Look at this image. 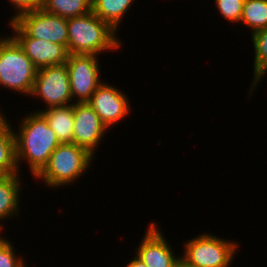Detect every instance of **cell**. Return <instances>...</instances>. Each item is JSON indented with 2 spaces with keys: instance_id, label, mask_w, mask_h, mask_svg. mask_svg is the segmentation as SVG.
Here are the masks:
<instances>
[{
  "instance_id": "ac0fdd59",
  "label": "cell",
  "mask_w": 267,
  "mask_h": 267,
  "mask_svg": "<svg viewBox=\"0 0 267 267\" xmlns=\"http://www.w3.org/2000/svg\"><path fill=\"white\" fill-rule=\"evenodd\" d=\"M240 21L252 33L267 28V0H245Z\"/></svg>"
},
{
  "instance_id": "3957f363",
  "label": "cell",
  "mask_w": 267,
  "mask_h": 267,
  "mask_svg": "<svg viewBox=\"0 0 267 267\" xmlns=\"http://www.w3.org/2000/svg\"><path fill=\"white\" fill-rule=\"evenodd\" d=\"M93 157L86 149L76 144H60L36 177L43 178L47 186H65L84 174Z\"/></svg>"
},
{
  "instance_id": "e0dca14e",
  "label": "cell",
  "mask_w": 267,
  "mask_h": 267,
  "mask_svg": "<svg viewBox=\"0 0 267 267\" xmlns=\"http://www.w3.org/2000/svg\"><path fill=\"white\" fill-rule=\"evenodd\" d=\"M41 8L47 13L68 19L91 12L92 0H43Z\"/></svg>"
},
{
  "instance_id": "ba28073f",
  "label": "cell",
  "mask_w": 267,
  "mask_h": 267,
  "mask_svg": "<svg viewBox=\"0 0 267 267\" xmlns=\"http://www.w3.org/2000/svg\"><path fill=\"white\" fill-rule=\"evenodd\" d=\"M29 37L68 46L67 18L42 8L20 14L13 20Z\"/></svg>"
},
{
  "instance_id": "603a6c76",
  "label": "cell",
  "mask_w": 267,
  "mask_h": 267,
  "mask_svg": "<svg viewBox=\"0 0 267 267\" xmlns=\"http://www.w3.org/2000/svg\"><path fill=\"white\" fill-rule=\"evenodd\" d=\"M126 267H147V266L140 258L135 256L134 259H132L130 263L127 264Z\"/></svg>"
},
{
  "instance_id": "9c48e42d",
  "label": "cell",
  "mask_w": 267,
  "mask_h": 267,
  "mask_svg": "<svg viewBox=\"0 0 267 267\" xmlns=\"http://www.w3.org/2000/svg\"><path fill=\"white\" fill-rule=\"evenodd\" d=\"M10 25L15 33L11 37L37 69L66 63L69 53L64 45L29 37L14 21H10Z\"/></svg>"
},
{
  "instance_id": "6da1fadb",
  "label": "cell",
  "mask_w": 267,
  "mask_h": 267,
  "mask_svg": "<svg viewBox=\"0 0 267 267\" xmlns=\"http://www.w3.org/2000/svg\"><path fill=\"white\" fill-rule=\"evenodd\" d=\"M19 126L20 131L14 133L17 164L20 160H27L32 174L37 176L61 143L39 112L29 114Z\"/></svg>"
},
{
  "instance_id": "d4e9b609",
  "label": "cell",
  "mask_w": 267,
  "mask_h": 267,
  "mask_svg": "<svg viewBox=\"0 0 267 267\" xmlns=\"http://www.w3.org/2000/svg\"><path fill=\"white\" fill-rule=\"evenodd\" d=\"M175 267H191V266H188L186 265L182 260H180Z\"/></svg>"
},
{
  "instance_id": "30bf717a",
  "label": "cell",
  "mask_w": 267,
  "mask_h": 267,
  "mask_svg": "<svg viewBox=\"0 0 267 267\" xmlns=\"http://www.w3.org/2000/svg\"><path fill=\"white\" fill-rule=\"evenodd\" d=\"M107 127L87 103H74L73 144L86 149L94 156Z\"/></svg>"
},
{
  "instance_id": "7a4b0ae2",
  "label": "cell",
  "mask_w": 267,
  "mask_h": 267,
  "mask_svg": "<svg viewBox=\"0 0 267 267\" xmlns=\"http://www.w3.org/2000/svg\"><path fill=\"white\" fill-rule=\"evenodd\" d=\"M69 54H95L120 47L116 31L92 11L67 19Z\"/></svg>"
},
{
  "instance_id": "2e32d148",
  "label": "cell",
  "mask_w": 267,
  "mask_h": 267,
  "mask_svg": "<svg viewBox=\"0 0 267 267\" xmlns=\"http://www.w3.org/2000/svg\"><path fill=\"white\" fill-rule=\"evenodd\" d=\"M134 0H92V12L115 31Z\"/></svg>"
},
{
  "instance_id": "9a60e30c",
  "label": "cell",
  "mask_w": 267,
  "mask_h": 267,
  "mask_svg": "<svg viewBox=\"0 0 267 267\" xmlns=\"http://www.w3.org/2000/svg\"><path fill=\"white\" fill-rule=\"evenodd\" d=\"M19 180V174H11L0 182V220L8 219L11 215L19 213L18 204L21 191ZM2 227L0 225V231Z\"/></svg>"
},
{
  "instance_id": "8992f818",
  "label": "cell",
  "mask_w": 267,
  "mask_h": 267,
  "mask_svg": "<svg viewBox=\"0 0 267 267\" xmlns=\"http://www.w3.org/2000/svg\"><path fill=\"white\" fill-rule=\"evenodd\" d=\"M30 95H39L48 108L69 104L72 94L66 63L37 69Z\"/></svg>"
},
{
  "instance_id": "4fadbf2b",
  "label": "cell",
  "mask_w": 267,
  "mask_h": 267,
  "mask_svg": "<svg viewBox=\"0 0 267 267\" xmlns=\"http://www.w3.org/2000/svg\"><path fill=\"white\" fill-rule=\"evenodd\" d=\"M74 103L40 110L61 144L73 143Z\"/></svg>"
},
{
  "instance_id": "5b68a950",
  "label": "cell",
  "mask_w": 267,
  "mask_h": 267,
  "mask_svg": "<svg viewBox=\"0 0 267 267\" xmlns=\"http://www.w3.org/2000/svg\"><path fill=\"white\" fill-rule=\"evenodd\" d=\"M236 247L235 242L204 233L185 243L180 259L191 267H228Z\"/></svg>"
},
{
  "instance_id": "8fae6325",
  "label": "cell",
  "mask_w": 267,
  "mask_h": 267,
  "mask_svg": "<svg viewBox=\"0 0 267 267\" xmlns=\"http://www.w3.org/2000/svg\"><path fill=\"white\" fill-rule=\"evenodd\" d=\"M126 95L110 84L101 83L87 102L109 128L113 123L123 119L129 112Z\"/></svg>"
},
{
  "instance_id": "d6986e66",
  "label": "cell",
  "mask_w": 267,
  "mask_h": 267,
  "mask_svg": "<svg viewBox=\"0 0 267 267\" xmlns=\"http://www.w3.org/2000/svg\"><path fill=\"white\" fill-rule=\"evenodd\" d=\"M252 42L255 50L254 80L252 89L267 71V28L252 33Z\"/></svg>"
},
{
  "instance_id": "7c38bea8",
  "label": "cell",
  "mask_w": 267,
  "mask_h": 267,
  "mask_svg": "<svg viewBox=\"0 0 267 267\" xmlns=\"http://www.w3.org/2000/svg\"><path fill=\"white\" fill-rule=\"evenodd\" d=\"M154 223L146 231L140 243L136 256L140 258L147 267H175L181 260L175 257L169 243L161 234Z\"/></svg>"
},
{
  "instance_id": "52a82bcc",
  "label": "cell",
  "mask_w": 267,
  "mask_h": 267,
  "mask_svg": "<svg viewBox=\"0 0 267 267\" xmlns=\"http://www.w3.org/2000/svg\"><path fill=\"white\" fill-rule=\"evenodd\" d=\"M98 55L69 54L66 66L69 73L72 99L79 97L75 102L85 103L91 99L100 82Z\"/></svg>"
},
{
  "instance_id": "277c9868",
  "label": "cell",
  "mask_w": 267,
  "mask_h": 267,
  "mask_svg": "<svg viewBox=\"0 0 267 267\" xmlns=\"http://www.w3.org/2000/svg\"><path fill=\"white\" fill-rule=\"evenodd\" d=\"M36 72L37 68L11 36L0 38V85L30 95Z\"/></svg>"
},
{
  "instance_id": "5bb4252c",
  "label": "cell",
  "mask_w": 267,
  "mask_h": 267,
  "mask_svg": "<svg viewBox=\"0 0 267 267\" xmlns=\"http://www.w3.org/2000/svg\"><path fill=\"white\" fill-rule=\"evenodd\" d=\"M0 112V167L8 174H19L16 157L15 131Z\"/></svg>"
},
{
  "instance_id": "44dd1931",
  "label": "cell",
  "mask_w": 267,
  "mask_h": 267,
  "mask_svg": "<svg viewBox=\"0 0 267 267\" xmlns=\"http://www.w3.org/2000/svg\"><path fill=\"white\" fill-rule=\"evenodd\" d=\"M13 248L11 242L0 237V267H25L21 258L15 255Z\"/></svg>"
},
{
  "instance_id": "7402d4cb",
  "label": "cell",
  "mask_w": 267,
  "mask_h": 267,
  "mask_svg": "<svg viewBox=\"0 0 267 267\" xmlns=\"http://www.w3.org/2000/svg\"><path fill=\"white\" fill-rule=\"evenodd\" d=\"M43 0H11V4L14 5L17 14L13 16L10 21H13L17 16L28 11H34L42 7Z\"/></svg>"
},
{
  "instance_id": "ffe728a7",
  "label": "cell",
  "mask_w": 267,
  "mask_h": 267,
  "mask_svg": "<svg viewBox=\"0 0 267 267\" xmlns=\"http://www.w3.org/2000/svg\"><path fill=\"white\" fill-rule=\"evenodd\" d=\"M217 9L221 15L232 22L241 20L245 0H216Z\"/></svg>"
},
{
  "instance_id": "cb8c5ba5",
  "label": "cell",
  "mask_w": 267,
  "mask_h": 267,
  "mask_svg": "<svg viewBox=\"0 0 267 267\" xmlns=\"http://www.w3.org/2000/svg\"><path fill=\"white\" fill-rule=\"evenodd\" d=\"M8 174L0 167V182L5 179Z\"/></svg>"
}]
</instances>
